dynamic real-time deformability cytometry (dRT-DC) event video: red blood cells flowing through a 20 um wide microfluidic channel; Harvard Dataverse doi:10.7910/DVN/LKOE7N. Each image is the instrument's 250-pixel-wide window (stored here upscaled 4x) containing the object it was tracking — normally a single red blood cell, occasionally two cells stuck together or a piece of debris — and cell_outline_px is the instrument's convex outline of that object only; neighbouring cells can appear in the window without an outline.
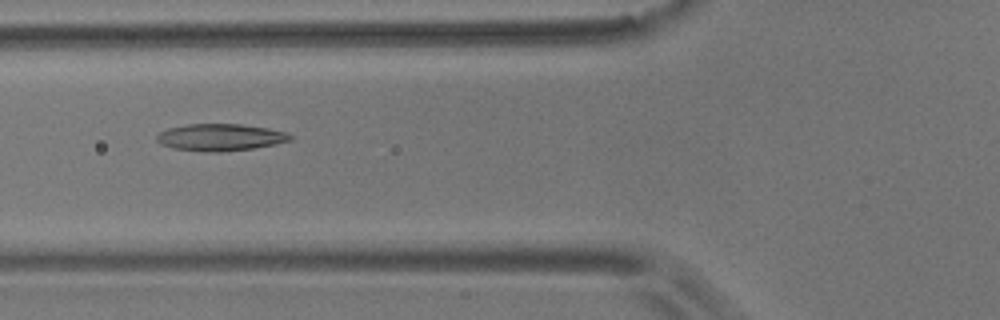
{"species": "common noctule bat (a hibernating species)", "species_latin": "Nyctalus noctula", "temperature_condition": "room temperature", "stored_images_in_passage": 7, "camera_frame_rate_fps": 3000, "um_per_image_px": 0.085, "animal": {"sex": "male", "body_mass_g": 17.9}, "frame": {"image": 1, "passage_image": 5, "time_ms": 5.667, "image_size_px": [1000, 320], "cell_outline_px": [[292, 140], [276, 144], [252, 148], [220, 152], [208, 152], [172, 148], [160, 144], [156, 140], [156, 136], [160, 132], [168, 128], [188, 124], [240, 124], [268, 128], [284, 132], [292, 136]], "centroid_in_image_um": [18.7, 11.67], "position_along_channel_um": 107.1, "area_um2": 20.92}}
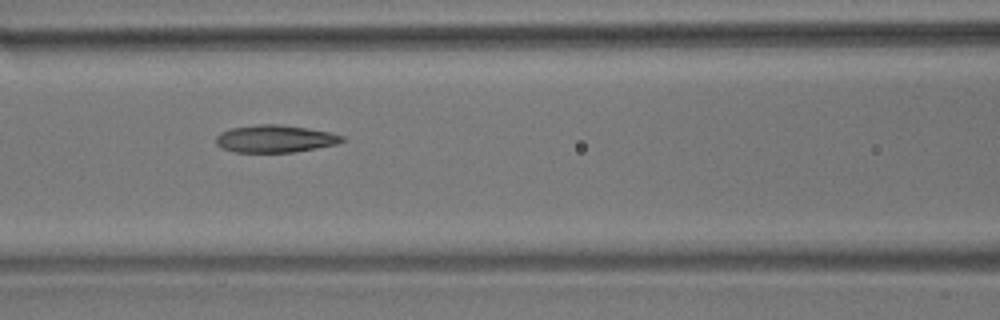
{"frame": {"image": 2, "passage_image": 6, "time_ms": 6.667, "image_size_px": [1000, 320], "cell_outline_px": [[344, 140], [336, 144], [316, 148], [292, 152], [236, 152], [224, 148], [216, 144], [216, 136], [220, 132], [232, 128], [256, 124], [280, 124], [308, 128], [332, 132], [344, 136]], "centroid_in_image_um": [23.39, 11.78], "position_along_channel_um": 143.2, "area_um2": 20.11}}
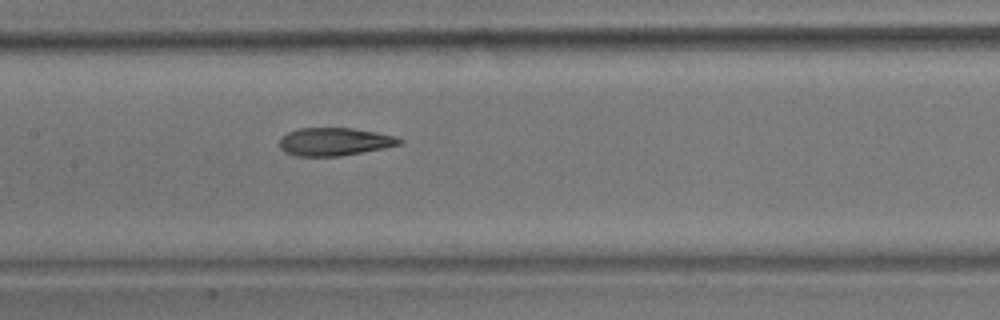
{"frame": {"image": 3, "passage_image": 7, "time_ms": 7.667, "image_size_px": [1000, 320], "cell_outline_px": [[404, 140], [400, 144], [384, 148], [340, 156], [296, 156], [284, 152], [280, 148], [280, 140], [288, 132], [296, 128], [352, 128], [376, 132], [396, 136]], "centroid_in_image_um": [28.43, 12.04], "position_along_channel_um": 179.0, "area_um2": 19.54}}